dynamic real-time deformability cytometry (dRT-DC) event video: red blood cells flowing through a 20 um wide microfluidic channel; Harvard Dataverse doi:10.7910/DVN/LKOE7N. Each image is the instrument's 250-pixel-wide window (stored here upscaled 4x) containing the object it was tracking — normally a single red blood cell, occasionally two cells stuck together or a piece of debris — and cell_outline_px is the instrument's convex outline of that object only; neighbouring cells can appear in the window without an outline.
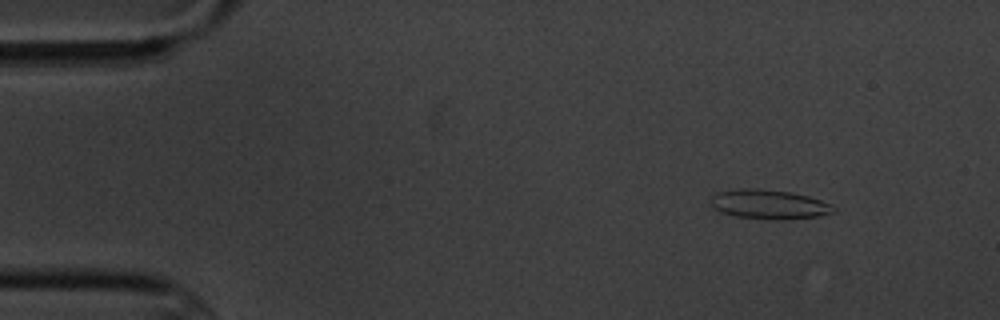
{"species": "common noctule bat (a hibernating species)", "species_latin": "Nyctalus noctula", "temperature_condition": "cold", "stored_images_in_passage": 6, "camera_frame_rate_fps": 3000, "um_per_image_px": 0.085, "animal": {"sex": "male", "body_mass_g": 20.1, "forearm_length_mm": 53.5}, "frame": {"image": 1, "passage_image": 2, "time_ms": 1.0, "image_size_px": [1000, 320], "cell_outline_px": [[836, 212], [820, 216], [784, 220], [768, 220], [736, 216], [724, 212], [716, 208], [712, 204], [712, 196], [716, 192], [740, 188], [756, 188], [792, 192], [808, 196], [832, 204], [836, 208]], "centroid_in_image_um": [65.44, 17.37], "position_along_channel_um": 19.6, "area_um2": 21.15}}